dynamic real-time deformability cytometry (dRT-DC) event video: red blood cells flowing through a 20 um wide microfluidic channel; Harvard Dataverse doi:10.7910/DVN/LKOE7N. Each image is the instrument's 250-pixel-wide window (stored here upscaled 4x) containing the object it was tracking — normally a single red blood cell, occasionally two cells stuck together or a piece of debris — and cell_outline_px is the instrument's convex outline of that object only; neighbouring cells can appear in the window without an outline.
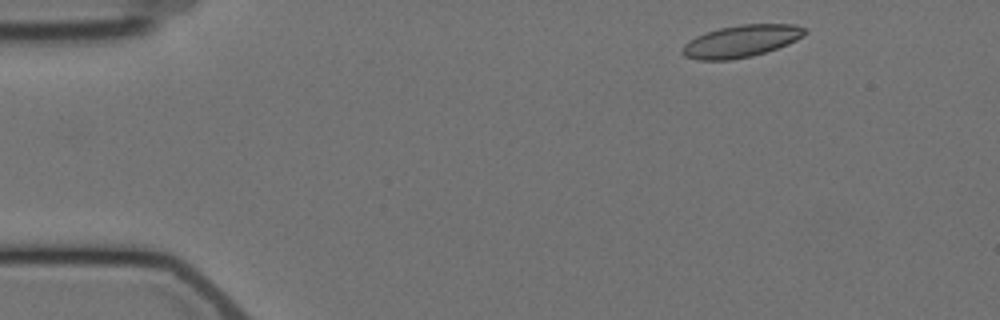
{"species": "Egyptian fruit bat (a non-hibernating species)", "species_latin": "Rousettus aegyptiacus", "temperature_condition": "cold", "stored_images_in_passage": 3, "camera_frame_rate_fps": 3000, "um_per_image_px": 0.085, "animal": {"sex": "female"}, "frame": {"image": 1, "passage_image": 1, "time_ms": 0.0, "image_size_px": [1000, 320], "cell_outline_px": [[808, 32], [804, 36], [788, 44], [752, 56], [728, 60], [696, 60], [684, 56], [680, 52], [680, 48], [688, 40], [696, 36], [720, 28], [740, 24], [796, 24], [804, 28]], "centroid_in_image_um": [62.97, 3.5], "position_along_channel_um": 22.0, "area_um2": 23.0}}